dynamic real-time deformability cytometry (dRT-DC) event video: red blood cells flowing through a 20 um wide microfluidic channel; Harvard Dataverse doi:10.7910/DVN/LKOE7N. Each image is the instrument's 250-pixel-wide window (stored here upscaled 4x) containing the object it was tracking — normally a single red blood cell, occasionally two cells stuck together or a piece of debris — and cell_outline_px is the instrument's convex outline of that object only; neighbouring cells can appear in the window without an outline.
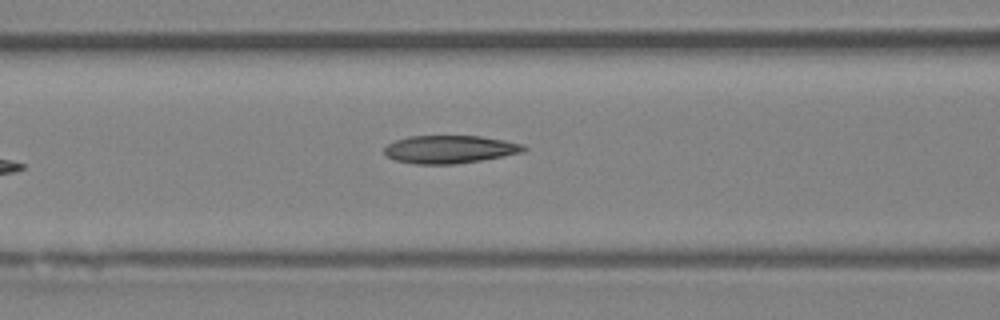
{"species": "Egyptian fruit bat (a non-hibernating species)", "species_latin": "Rousettus aegyptiacus", "temperature_condition": "room temperature", "stored_images_in_passage": 7, "segment_of_instrument_passage": [1, 2], "camera_frame_rate_fps": 3000, "um_per_image_px": 0.085, "animal": {"sex": "female"}, "frame": {"image": 1, "passage_image": 6, "time_ms": 6.667, "image_size_px": [1000, 320], "cell_outline_px": [[528, 148], [524, 152], [480, 160], [456, 164], [416, 164], [396, 160], [388, 156], [384, 152], [384, 148], [388, 144], [396, 140], [408, 136], [480, 136], [504, 140], [524, 144]], "centroid_in_image_um": [38.25, 12.69], "position_along_channel_um": 128.3, "area_um2": 22.6}}